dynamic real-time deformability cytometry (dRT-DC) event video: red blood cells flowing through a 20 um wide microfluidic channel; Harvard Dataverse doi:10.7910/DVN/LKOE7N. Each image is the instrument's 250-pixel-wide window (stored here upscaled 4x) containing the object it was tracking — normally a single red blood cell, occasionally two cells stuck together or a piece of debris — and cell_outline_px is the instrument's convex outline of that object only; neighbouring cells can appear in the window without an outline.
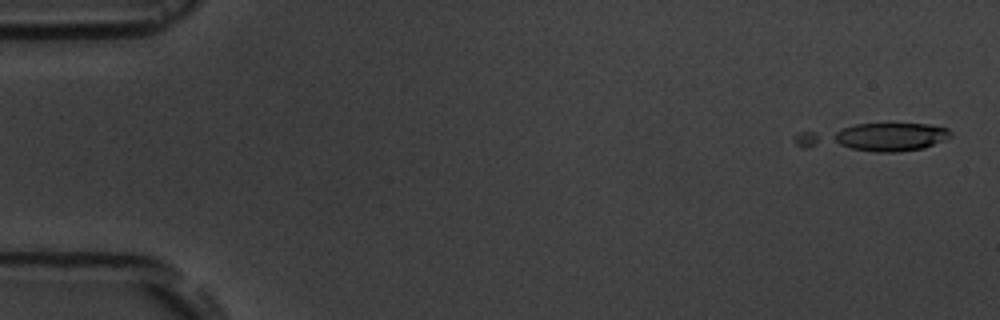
{"species": "common noctule bat (a hibernating species)", "species_latin": "Nyctalus noctula", "temperature_condition": "room temperature", "stored_images_in_passage": 9, "camera_frame_rate_fps": 3000, "um_per_image_px": 0.085, "animal": {"sex": "male", "body_mass_g": 19.5, "forearm_length_mm": 54.6}, "frame": {"image": 1, "passage_image": 1, "time_ms": 0.0, "image_size_px": [1000, 320], "cell_outline_px": [[952, 136], [944, 140], [924, 148], [900, 152], [876, 152], [800, 148], [792, 140], [792, 136], [800, 132], [856, 124], [928, 124], [948, 128], [952, 132]], "centroid_in_image_um": [74.23, 11.7], "position_along_channel_um": 10.8, "area_um2": 25.84}}